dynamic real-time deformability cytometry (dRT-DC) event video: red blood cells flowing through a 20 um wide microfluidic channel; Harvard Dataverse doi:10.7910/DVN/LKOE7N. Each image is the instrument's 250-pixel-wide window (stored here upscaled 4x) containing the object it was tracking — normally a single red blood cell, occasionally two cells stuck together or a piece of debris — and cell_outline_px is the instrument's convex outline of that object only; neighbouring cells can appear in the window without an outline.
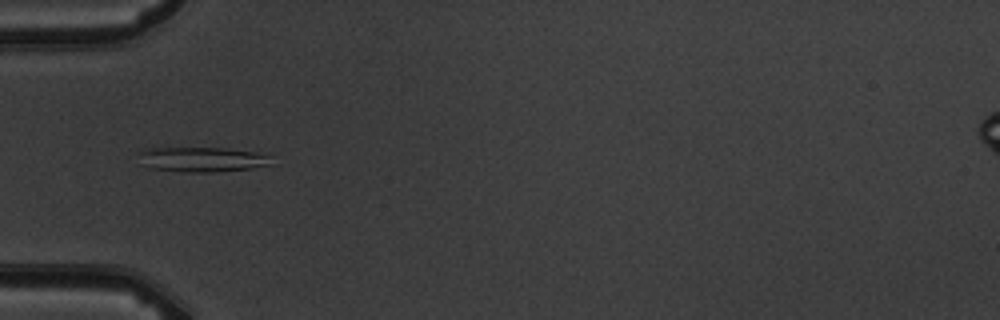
{"species": "common noctule bat (a hibernating species)", "species_latin": "Nyctalus noctula", "temperature_condition": "warm", "stored_images_in_passage": 9, "camera_frame_rate_fps": 3000, "um_per_image_px": 0.085, "animal": {"sex": "male", "body_mass_g": 19.5, "forearm_length_mm": 54.6}, "frame": {"image": 1, "passage_image": 6, "time_ms": 5.667, "image_size_px": [1000, 320], "cell_outline_px": [[272, 164], [252, 168], [216, 172], [184, 172], [152, 168], [140, 164], [140, 152], [148, 148], [224, 148], [256, 152], [268, 156]], "centroid_in_image_um": [17.16, 13.56], "position_along_channel_um": 67.8, "area_um2": 19.07}}
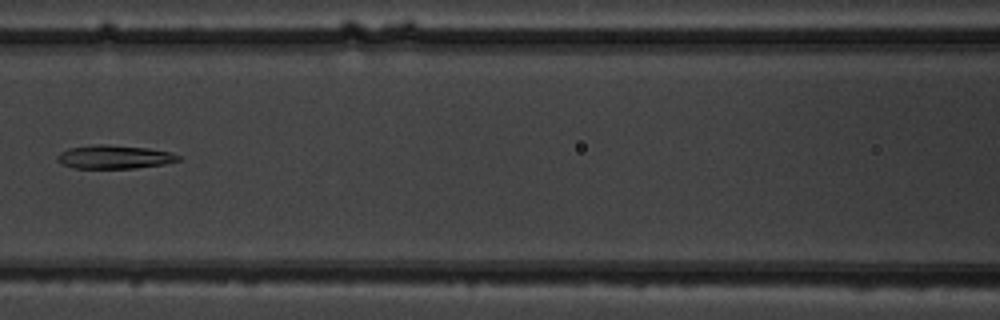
{"frame": {"image": 2, "passage_image": 8, "time_ms": 8.0, "image_size_px": [1000, 320], "cell_outline_px": [[180, 160], [164, 164], [136, 168], [76, 168], [64, 164], [56, 160], [56, 156], [60, 152], [68, 148], [96, 144], [108, 144], [148, 148], [172, 152], [180, 156]], "centroid_in_image_um": [9.73, 13.33], "position_along_channel_um": 156.9, "area_um2": 16.65}}
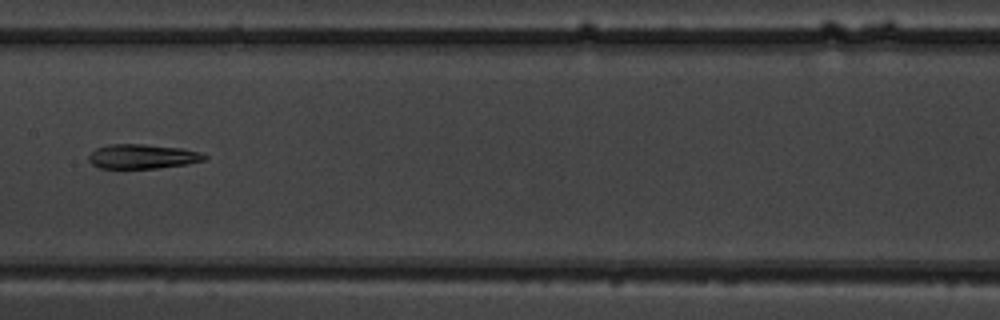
{"frame": {"image": 3, "passage_image": 9, "time_ms": 9.0, "image_size_px": [1000, 320], "cell_outline_px": [[208, 156], [204, 160], [188, 164], [156, 168], [100, 168], [92, 164], [88, 160], [88, 156], [96, 148], [108, 144], [144, 144], [180, 148], [200, 152]], "centroid_in_image_um": [12.1, 13.29], "position_along_channel_um": 195.3, "area_um2": 16.47}}